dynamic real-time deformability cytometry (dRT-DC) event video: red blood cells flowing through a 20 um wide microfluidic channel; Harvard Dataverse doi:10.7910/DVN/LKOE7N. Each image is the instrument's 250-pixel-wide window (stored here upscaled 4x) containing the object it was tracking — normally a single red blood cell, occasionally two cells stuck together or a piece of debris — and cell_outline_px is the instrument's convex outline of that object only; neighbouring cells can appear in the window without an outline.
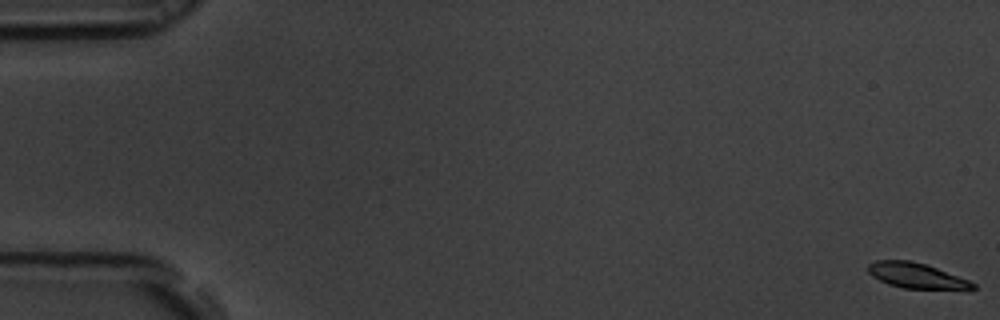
{"species": "common noctule bat (a hibernating species)", "species_latin": "Nyctalus noctula", "temperature_condition": "room temperature", "stored_images_in_passage": 57, "camera_frame_rate_fps": 3000, "um_per_image_px": 0.085, "animal": {"sex": "male", "body_mass_g": 19.5, "forearm_length_mm": 54.6}, "frame": {"image": 1, "passage_image": 1, "time_ms": 0.0, "image_size_px": [1000, 320], "cell_outline_px": [[976, 288], [904, 288], [888, 284], [872, 276], [868, 272], [868, 264], [876, 260], [908, 260], [924, 264], [936, 268], [968, 280], [976, 284]], "centroid_in_image_um": [77.81, 23.41], "position_along_channel_um": 7.2, "area_um2": 14.91}}
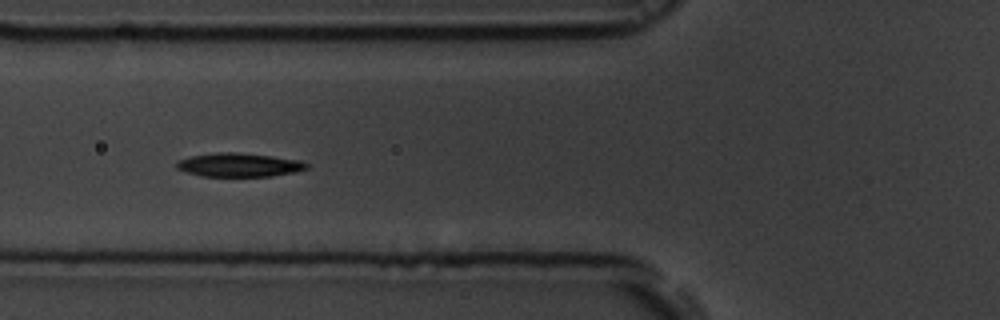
{"frame": {"image": 2, "passage_image": 22, "time_ms": 7.0, "image_size_px": [1000, 320], "cell_outline_px": [[312, 164], [308, 168], [296, 172], [272, 176], [200, 176], [176, 168], [176, 164], [180, 160], [192, 156], [216, 152], [236, 152], [272, 156], [300, 160]], "centroid_in_image_um": [20.39, 14.02], "position_along_channel_um": 105.4, "area_um2": 17.98}}
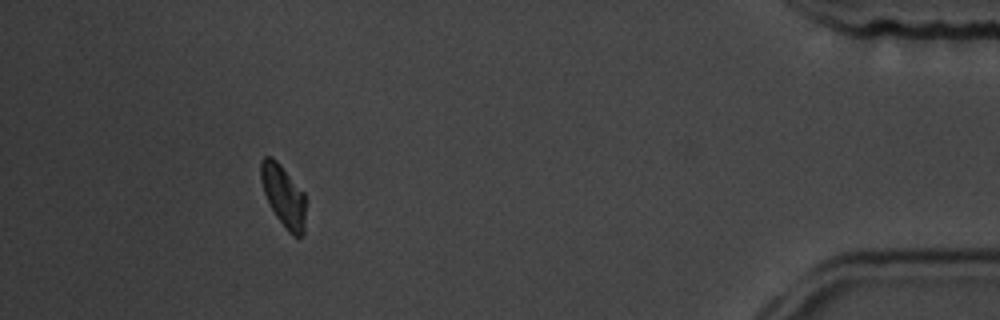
{"frame": {"image": 3, "passage_image": 52, "time_ms": 17.0, "image_size_px": [1000, 320], "cell_outline_px": [[304, 236], [292, 236], [288, 232], [276, 216], [264, 192], [260, 180], [260, 160], [264, 156], [272, 156], [280, 164], [304, 192]], "centroid_in_image_um": [24.07, 16.62], "position_along_channel_um": 411.1, "area_um2": 16.01}, "authors_computed_cell_mechanics": {"area_um2": 16.9354, "velocity_mm_per_s": 3.6458, "shape_relaxation_time_tau1_ms": 2.1689, "shape_relaxation_time_tau2_ms": 4.1857, "deformation_change_tau1": 0.1421, "deformation_change_tau2": 0.0864}}